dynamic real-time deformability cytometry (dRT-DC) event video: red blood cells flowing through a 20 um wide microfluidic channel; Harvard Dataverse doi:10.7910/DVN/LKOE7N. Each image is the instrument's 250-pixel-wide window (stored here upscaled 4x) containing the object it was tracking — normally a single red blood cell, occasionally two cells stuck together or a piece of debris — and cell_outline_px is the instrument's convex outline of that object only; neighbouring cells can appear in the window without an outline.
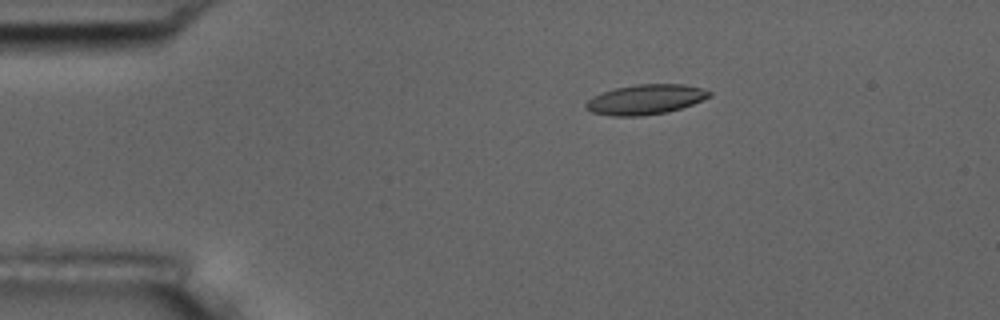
{"species": "common noctule bat (a hibernating species)", "species_latin": "Nyctalus noctula", "temperature_condition": "room temperature", "stored_images_in_passage": 9, "camera_frame_rate_fps": 3000, "um_per_image_px": 0.085, "animal": {"sex": "male", "body_mass_g": 17.5, "forearm_length_mm": 52.3}, "frame": {"image": 1, "passage_image": 1, "time_ms": 0.0, "image_size_px": [1000, 320], "cell_outline_px": [[712, 96], [692, 104], [668, 112], [644, 116], [612, 116], [592, 112], [584, 108], [584, 104], [592, 96], [616, 88], [636, 84], [684, 84], [700, 88], [712, 92]], "centroid_in_image_um": [54.85, 8.46], "position_along_channel_um": 30.1, "area_um2": 21.56}}
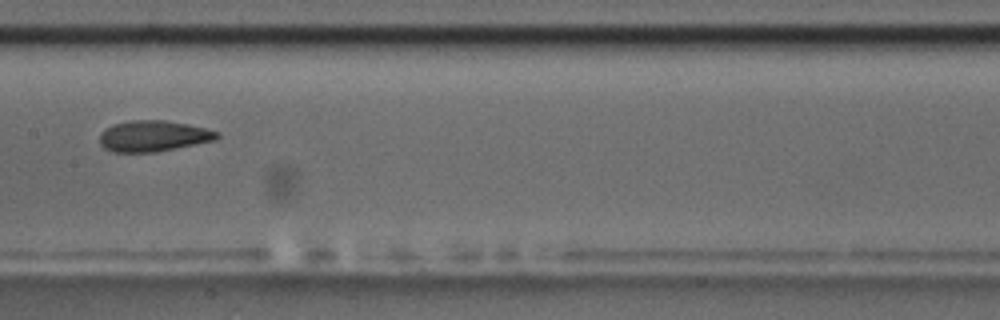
{"frame": {"image": 2, "passage_image": 6, "time_ms": 6.0, "image_size_px": [1000, 320], "cell_outline_px": [[220, 136], [216, 140], [156, 152], [112, 152], [104, 148], [100, 144], [100, 132], [104, 128], [112, 124], [132, 120], [164, 120], [188, 124], [220, 132]], "centroid_in_image_um": [13.01, 11.56], "position_along_channel_um": 194.4, "area_um2": 21.33}}
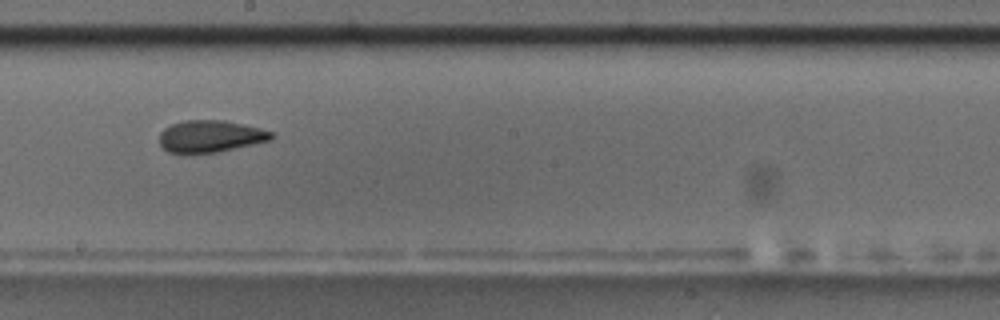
{"frame": {"image": 3, "passage_image": 7, "time_ms": 7.0, "image_size_px": [1000, 320], "cell_outline_px": [[276, 136], [272, 140], [216, 152], [192, 156], [184, 156], [168, 152], [160, 144], [160, 132], [164, 128], [172, 124], [184, 120], [224, 120], [260, 128], [276, 132]], "centroid_in_image_um": [17.87, 11.62], "position_along_channel_um": 230.3, "area_um2": 21.56}}